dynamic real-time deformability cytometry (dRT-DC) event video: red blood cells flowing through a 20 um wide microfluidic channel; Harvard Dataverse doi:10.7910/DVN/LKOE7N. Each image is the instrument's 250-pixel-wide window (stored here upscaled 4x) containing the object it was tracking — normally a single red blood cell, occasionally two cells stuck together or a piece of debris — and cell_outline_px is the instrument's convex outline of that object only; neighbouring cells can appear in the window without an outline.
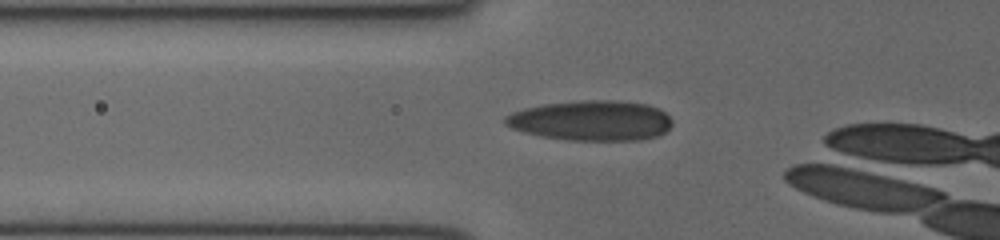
{"species": "human", "species_latin": "Homo sapiens", "temperature_condition": "cold", "stored_images_in_passage": 37, "camera_frame_rate_fps": 3000, "um_per_image_px": 0.085, "donor": {"sex": "female"}, "frame": {"image": 1, "passage_image": 12, "time_ms": 3.667, "image_size_px": [1000, 240], "cell_outline_px": [[672, 124], [660, 136], [640, 140], [568, 140], [540, 136], [524, 132], [512, 128], [504, 124], [504, 116], [512, 112], [524, 108], [540, 104], [580, 100], [616, 100], [648, 104], [660, 108], [672, 120]], "centroid_in_image_um": [50.25, 10.24], "position_along_channel_um": 75.5, "area_um2": 39.48}}
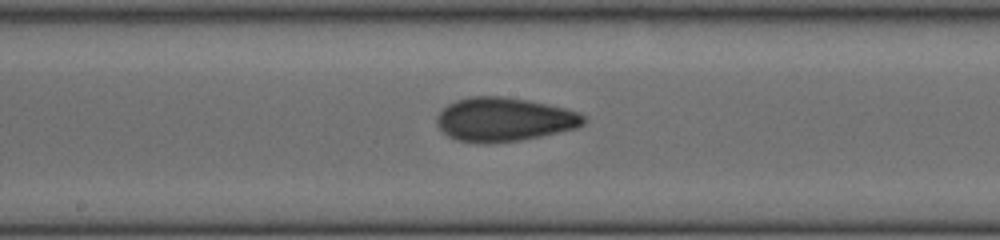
{"frame": {"image": 2, "passage_image": 21, "time_ms": 6.667, "image_size_px": [1000, 240], "cell_outline_px": [[584, 124], [576, 128], [540, 136], [520, 140], [488, 144], [480, 144], [456, 140], [448, 136], [436, 124], [436, 116], [448, 104], [456, 100], [472, 96], [500, 96], [528, 100], [564, 108], [580, 112], [584, 116]], "centroid_in_image_um": [42.82, 10.16], "position_along_channel_um": 205.4, "area_um2": 37.51}}
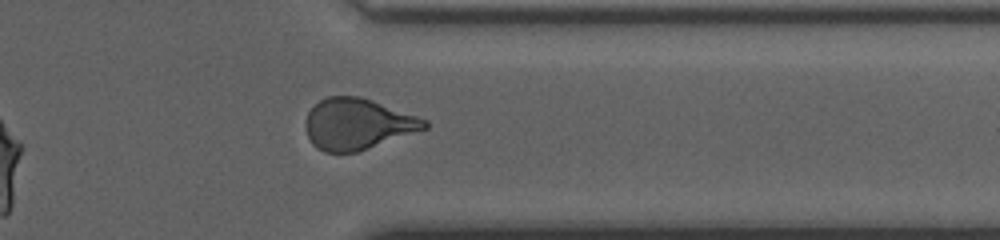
{"frame": {"image": 3, "passage_image": 33, "time_ms": 10.667, "image_size_px": [1000, 240], "cell_outline_px": [[428, 128], [356, 152], [324, 152], [316, 148], [312, 144], [308, 136], [304, 124], [308, 112], [320, 100], [328, 96], [360, 96], [372, 100], [428, 120]], "centroid_in_image_um": [30.37, 10.54], "position_along_channel_um": 381.0, "area_um2": 35.2}}